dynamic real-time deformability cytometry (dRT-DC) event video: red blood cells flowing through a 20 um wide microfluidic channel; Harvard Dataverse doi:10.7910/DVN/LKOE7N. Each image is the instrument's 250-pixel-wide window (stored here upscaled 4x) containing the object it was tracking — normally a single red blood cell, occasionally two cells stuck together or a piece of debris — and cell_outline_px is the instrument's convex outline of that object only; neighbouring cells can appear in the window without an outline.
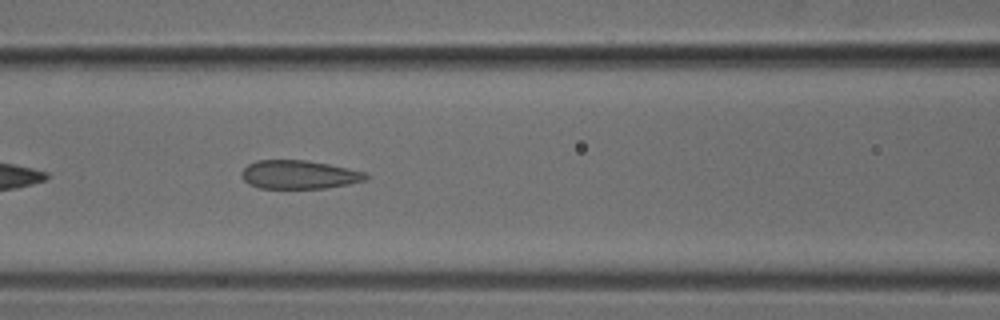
{"species": "common noctule bat (a hibernating species)", "species_latin": "Nyctalus noctula", "temperature_condition": "cold", "stored_images_in_passage": 8, "camera_frame_rate_fps": 3000, "um_per_image_px": 0.085, "animal": {"sex": "male", "body_mass_g": 18.8}, "frame": {"image": 1, "passage_image": 6, "time_ms": 1.667, "image_size_px": [1000, 320], "cell_outline_px": [[368, 180], [348, 184], [324, 188], [260, 188], [248, 184], [244, 180], [244, 168], [248, 164], [256, 160], [308, 160], [348, 168], [364, 172], [368, 176]], "centroid_in_image_um": [25.44, 14.84], "position_along_channel_um": 141.2, "area_um2": 20.52}}
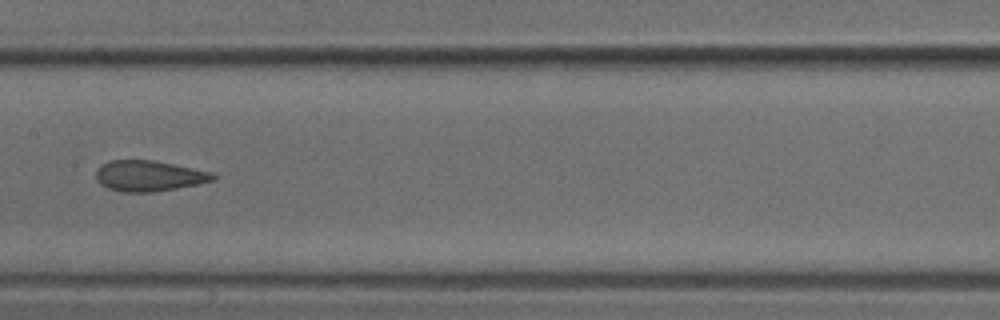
{"frame": {"image": 2, "passage_image": 7, "time_ms": 2.0, "image_size_px": [1000, 320], "cell_outline_px": [[216, 180], [176, 188], [152, 192], [120, 192], [108, 188], [100, 184], [96, 176], [96, 172], [100, 164], [108, 160], [152, 160], [212, 172], [216, 176]], "centroid_in_image_um": [12.63, 14.95], "position_along_channel_um": 194.8, "area_um2": 20.87}}
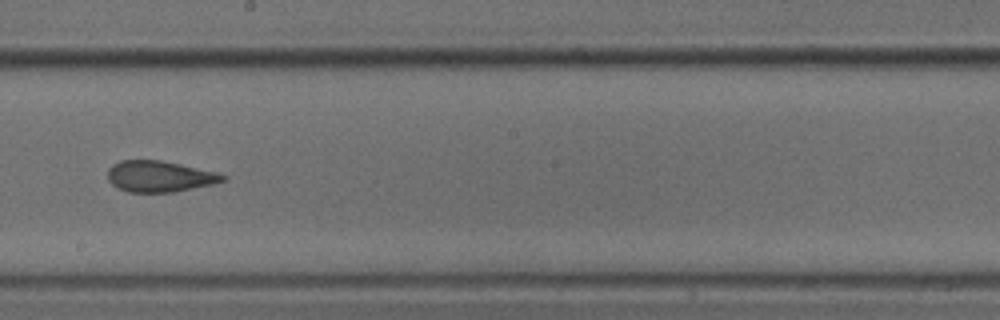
{"frame": {"image": 3, "passage_image": 8, "time_ms": 2.333, "image_size_px": [1000, 320], "cell_outline_px": [[228, 176], [224, 180], [212, 184], [172, 192], [128, 192], [116, 188], [108, 180], [108, 168], [112, 164], [120, 160], [160, 160], [220, 172]], "centroid_in_image_um": [13.55, 14.98], "position_along_channel_um": 234.7, "area_um2": 20.98}}